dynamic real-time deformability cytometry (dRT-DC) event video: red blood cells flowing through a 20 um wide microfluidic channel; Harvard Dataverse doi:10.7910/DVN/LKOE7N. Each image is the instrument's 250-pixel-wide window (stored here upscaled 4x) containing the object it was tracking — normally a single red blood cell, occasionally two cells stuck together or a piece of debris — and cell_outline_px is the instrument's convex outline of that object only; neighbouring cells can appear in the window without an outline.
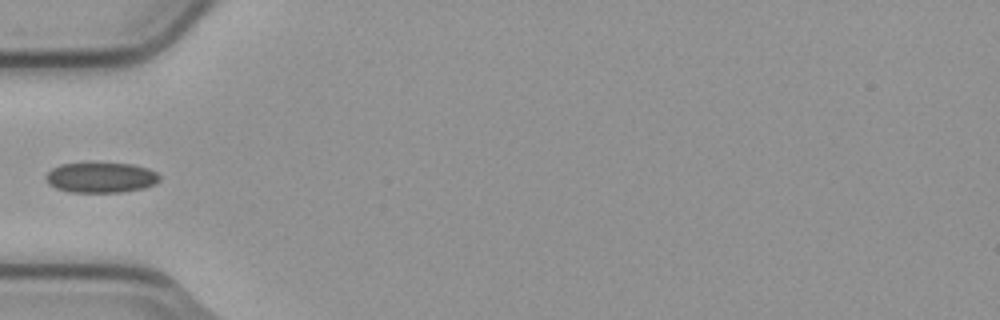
{"species": "common noctule bat (a hibernating species)", "species_latin": "Nyctalus noctula", "temperature_condition": "cold", "stored_images_in_passage": 5, "camera_frame_rate_fps": 3000, "um_per_image_px": 0.085, "animal": {"sex": "male", "body_mass_g": 23.1, "forearm_length_mm": 52.7}, "frame": {"image": 1, "passage_image": 5, "time_ms": 1.333, "image_size_px": [1000, 320], "cell_outline_px": [[160, 180], [156, 184], [144, 188], [120, 192], [68, 192], [56, 188], [48, 184], [44, 176], [52, 168], [60, 164], [132, 164], [148, 168], [156, 172], [160, 176]], "centroid_in_image_um": [8.58, 15.1], "position_along_channel_um": 76.4, "area_um2": 20.0}}